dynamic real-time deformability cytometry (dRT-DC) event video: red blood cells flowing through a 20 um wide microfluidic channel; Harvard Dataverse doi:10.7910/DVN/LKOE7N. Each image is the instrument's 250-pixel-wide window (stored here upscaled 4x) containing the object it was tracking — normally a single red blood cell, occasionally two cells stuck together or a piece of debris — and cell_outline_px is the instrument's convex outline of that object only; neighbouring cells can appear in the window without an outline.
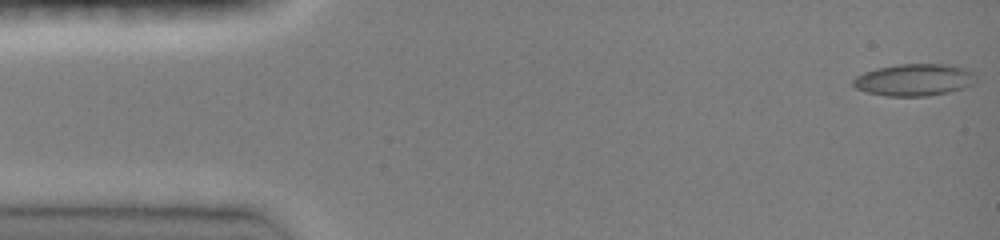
{"species": "common noctule bat (a hibernating species)", "species_latin": "Nyctalus noctula", "temperature_condition": "room temperature", "stored_images_in_passage": 34, "camera_frame_rate_fps": 3000, "um_per_image_px": 0.085, "animal": {"sex": "female", "body_mass_g": 19.0, "forearm_length_mm": 51.5}, "frame": {"image": 1, "passage_image": 1, "time_ms": 0.0, "image_size_px": [1000, 240], "cell_outline_px": [[976, 80], [972, 84], [964, 88], [948, 92], [928, 96], [884, 96], [868, 92], [856, 88], [852, 84], [852, 80], [856, 76], [864, 72], [876, 68], [900, 64], [944, 64], [964, 68], [976, 72]], "centroid_in_image_um": [77.72, 6.79], "position_along_channel_um": 7.3, "area_um2": 23.0}}
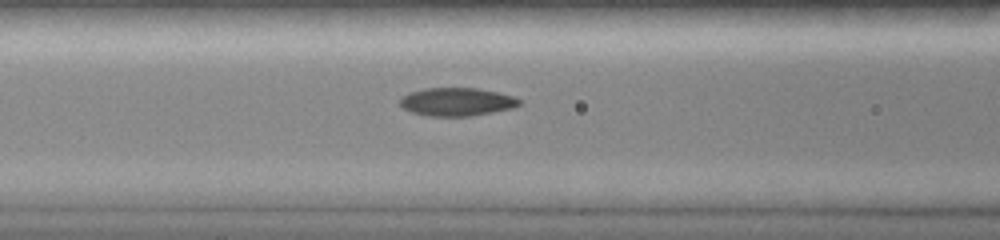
{"frame": {"image": 2, "passage_image": 19, "time_ms": 6.0, "image_size_px": [1000, 240], "cell_outline_px": [[520, 104], [512, 108], [472, 116], [428, 116], [412, 112], [404, 108], [400, 104], [400, 96], [408, 92], [424, 88], [476, 88], [516, 96], [520, 100]], "centroid_in_image_um": [38.81, 8.65], "position_along_channel_um": 127.8, "area_um2": 19.65}}
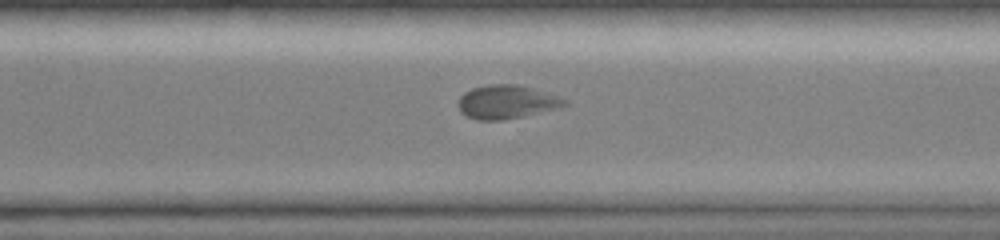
{"frame": {"image": 3, "passage_image": 34, "time_ms": 11.0, "image_size_px": [1000, 240], "cell_outline_px": [[568, 104], [560, 108], [524, 116], [500, 120], [476, 120], [460, 112], [456, 104], [460, 96], [464, 92], [472, 88], [488, 84], [516, 84], [532, 88], [568, 100]], "centroid_in_image_um": [43.03, 8.67], "position_along_channel_um": 327.6, "area_um2": 20.92}}